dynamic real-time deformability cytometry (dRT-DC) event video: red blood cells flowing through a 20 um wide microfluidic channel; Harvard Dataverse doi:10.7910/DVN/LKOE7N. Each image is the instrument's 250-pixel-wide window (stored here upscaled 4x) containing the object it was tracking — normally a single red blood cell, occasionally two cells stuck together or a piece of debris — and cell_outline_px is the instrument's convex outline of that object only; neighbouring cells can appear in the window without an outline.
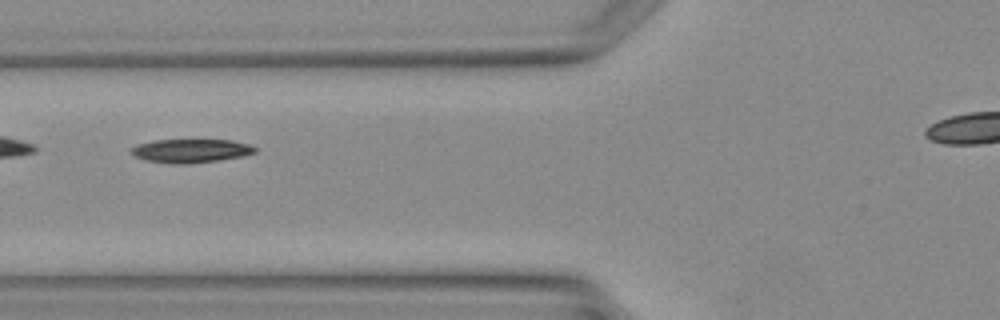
{"species": "Egyptian fruit bat (a non-hibernating species)", "species_latin": "Rousettus aegyptiacus", "temperature_condition": "warm", "stored_images_in_passage": 4, "camera_frame_rate_fps": 3000, "um_per_image_px": 0.085, "animal": {"sex": "female"}, "frame": {"image": 1, "passage_image": 3, "time_ms": 2.333, "image_size_px": [1000, 320], "cell_outline_px": [[256, 152], [240, 156], [192, 164], [172, 164], [144, 160], [128, 152], [136, 144], [152, 140], [232, 140], [248, 144], [256, 148]], "centroid_in_image_um": [16.15, 12.82], "position_along_channel_um": 109.6, "area_um2": 17.05}}